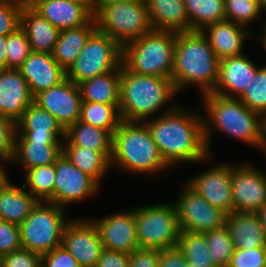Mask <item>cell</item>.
I'll return each mask as SVG.
<instances>
[{"mask_svg":"<svg viewBox=\"0 0 266 267\" xmlns=\"http://www.w3.org/2000/svg\"><path fill=\"white\" fill-rule=\"evenodd\" d=\"M264 28H263V32H261L262 34H258V38L260 40H258L259 42H261V44L264 46V49L266 51V22H265V25H263Z\"/></svg>","mask_w":266,"mask_h":267,"instance_id":"cell-54","label":"cell"},{"mask_svg":"<svg viewBox=\"0 0 266 267\" xmlns=\"http://www.w3.org/2000/svg\"><path fill=\"white\" fill-rule=\"evenodd\" d=\"M1 162H10L7 158L0 156ZM9 181L8 175L5 173L4 168L0 164V187L4 186Z\"/></svg>","mask_w":266,"mask_h":267,"instance_id":"cell-52","label":"cell"},{"mask_svg":"<svg viewBox=\"0 0 266 267\" xmlns=\"http://www.w3.org/2000/svg\"><path fill=\"white\" fill-rule=\"evenodd\" d=\"M26 187L13 185L9 180L0 187V219L20 225L32 212L39 200Z\"/></svg>","mask_w":266,"mask_h":267,"instance_id":"cell-28","label":"cell"},{"mask_svg":"<svg viewBox=\"0 0 266 267\" xmlns=\"http://www.w3.org/2000/svg\"><path fill=\"white\" fill-rule=\"evenodd\" d=\"M81 2H84L88 7L91 9L96 5L97 0H79Z\"/></svg>","mask_w":266,"mask_h":267,"instance_id":"cell-57","label":"cell"},{"mask_svg":"<svg viewBox=\"0 0 266 267\" xmlns=\"http://www.w3.org/2000/svg\"><path fill=\"white\" fill-rule=\"evenodd\" d=\"M238 99L249 109L266 115V65L257 69L254 80Z\"/></svg>","mask_w":266,"mask_h":267,"instance_id":"cell-39","label":"cell"},{"mask_svg":"<svg viewBox=\"0 0 266 267\" xmlns=\"http://www.w3.org/2000/svg\"><path fill=\"white\" fill-rule=\"evenodd\" d=\"M177 93L172 79L136 74L121 65L119 112L122 120L144 122L172 111L177 105L169 106L168 102L179 95ZM166 103L169 108H164Z\"/></svg>","mask_w":266,"mask_h":267,"instance_id":"cell-4","label":"cell"},{"mask_svg":"<svg viewBox=\"0 0 266 267\" xmlns=\"http://www.w3.org/2000/svg\"><path fill=\"white\" fill-rule=\"evenodd\" d=\"M95 219L91 220L99 232L105 249L130 255L139 248L133 208Z\"/></svg>","mask_w":266,"mask_h":267,"instance_id":"cell-17","label":"cell"},{"mask_svg":"<svg viewBox=\"0 0 266 267\" xmlns=\"http://www.w3.org/2000/svg\"><path fill=\"white\" fill-rule=\"evenodd\" d=\"M32 103L33 96L20 70H0V114L17 122Z\"/></svg>","mask_w":266,"mask_h":267,"instance_id":"cell-22","label":"cell"},{"mask_svg":"<svg viewBox=\"0 0 266 267\" xmlns=\"http://www.w3.org/2000/svg\"><path fill=\"white\" fill-rule=\"evenodd\" d=\"M250 165L231 164L234 212L258 213L266 205V173Z\"/></svg>","mask_w":266,"mask_h":267,"instance_id":"cell-12","label":"cell"},{"mask_svg":"<svg viewBox=\"0 0 266 267\" xmlns=\"http://www.w3.org/2000/svg\"><path fill=\"white\" fill-rule=\"evenodd\" d=\"M63 154L83 173L91 176L100 186L110 167L112 151H93L88 148L63 144Z\"/></svg>","mask_w":266,"mask_h":267,"instance_id":"cell-31","label":"cell"},{"mask_svg":"<svg viewBox=\"0 0 266 267\" xmlns=\"http://www.w3.org/2000/svg\"><path fill=\"white\" fill-rule=\"evenodd\" d=\"M183 253L177 248L160 250L159 267H187Z\"/></svg>","mask_w":266,"mask_h":267,"instance_id":"cell-49","label":"cell"},{"mask_svg":"<svg viewBox=\"0 0 266 267\" xmlns=\"http://www.w3.org/2000/svg\"><path fill=\"white\" fill-rule=\"evenodd\" d=\"M94 17L97 29L121 46L153 30L145 0H128L104 6Z\"/></svg>","mask_w":266,"mask_h":267,"instance_id":"cell-8","label":"cell"},{"mask_svg":"<svg viewBox=\"0 0 266 267\" xmlns=\"http://www.w3.org/2000/svg\"><path fill=\"white\" fill-rule=\"evenodd\" d=\"M17 122L0 114V156L12 160L14 155Z\"/></svg>","mask_w":266,"mask_h":267,"instance_id":"cell-43","label":"cell"},{"mask_svg":"<svg viewBox=\"0 0 266 267\" xmlns=\"http://www.w3.org/2000/svg\"><path fill=\"white\" fill-rule=\"evenodd\" d=\"M203 234L214 264L217 267H227L235 252V246L226 225Z\"/></svg>","mask_w":266,"mask_h":267,"instance_id":"cell-37","label":"cell"},{"mask_svg":"<svg viewBox=\"0 0 266 267\" xmlns=\"http://www.w3.org/2000/svg\"><path fill=\"white\" fill-rule=\"evenodd\" d=\"M173 203L180 230L204 233L226 225L227 214L212 206L187 184Z\"/></svg>","mask_w":266,"mask_h":267,"instance_id":"cell-11","label":"cell"},{"mask_svg":"<svg viewBox=\"0 0 266 267\" xmlns=\"http://www.w3.org/2000/svg\"><path fill=\"white\" fill-rule=\"evenodd\" d=\"M55 163L25 171L24 187L39 201L54 203Z\"/></svg>","mask_w":266,"mask_h":267,"instance_id":"cell-36","label":"cell"},{"mask_svg":"<svg viewBox=\"0 0 266 267\" xmlns=\"http://www.w3.org/2000/svg\"><path fill=\"white\" fill-rule=\"evenodd\" d=\"M266 246L235 249L227 267H265Z\"/></svg>","mask_w":266,"mask_h":267,"instance_id":"cell-41","label":"cell"},{"mask_svg":"<svg viewBox=\"0 0 266 267\" xmlns=\"http://www.w3.org/2000/svg\"><path fill=\"white\" fill-rule=\"evenodd\" d=\"M16 136L28 142H62L65 129L51 113L33 102L17 121Z\"/></svg>","mask_w":266,"mask_h":267,"instance_id":"cell-19","label":"cell"},{"mask_svg":"<svg viewBox=\"0 0 266 267\" xmlns=\"http://www.w3.org/2000/svg\"><path fill=\"white\" fill-rule=\"evenodd\" d=\"M262 12L266 13V0H257Z\"/></svg>","mask_w":266,"mask_h":267,"instance_id":"cell-58","label":"cell"},{"mask_svg":"<svg viewBox=\"0 0 266 267\" xmlns=\"http://www.w3.org/2000/svg\"><path fill=\"white\" fill-rule=\"evenodd\" d=\"M227 21H232L246 28L262 15L257 0H224Z\"/></svg>","mask_w":266,"mask_h":267,"instance_id":"cell-38","label":"cell"},{"mask_svg":"<svg viewBox=\"0 0 266 267\" xmlns=\"http://www.w3.org/2000/svg\"><path fill=\"white\" fill-rule=\"evenodd\" d=\"M258 213L261 218V223L264 230V236L266 239V205Z\"/></svg>","mask_w":266,"mask_h":267,"instance_id":"cell-53","label":"cell"},{"mask_svg":"<svg viewBox=\"0 0 266 267\" xmlns=\"http://www.w3.org/2000/svg\"><path fill=\"white\" fill-rule=\"evenodd\" d=\"M266 148V115L263 116V141L262 149Z\"/></svg>","mask_w":266,"mask_h":267,"instance_id":"cell-56","label":"cell"},{"mask_svg":"<svg viewBox=\"0 0 266 267\" xmlns=\"http://www.w3.org/2000/svg\"><path fill=\"white\" fill-rule=\"evenodd\" d=\"M22 9L18 2H0V36L14 33L20 27Z\"/></svg>","mask_w":266,"mask_h":267,"instance_id":"cell-42","label":"cell"},{"mask_svg":"<svg viewBox=\"0 0 266 267\" xmlns=\"http://www.w3.org/2000/svg\"><path fill=\"white\" fill-rule=\"evenodd\" d=\"M82 101L78 84L67 78L33 98V102L51 113L64 129L79 121Z\"/></svg>","mask_w":266,"mask_h":267,"instance_id":"cell-16","label":"cell"},{"mask_svg":"<svg viewBox=\"0 0 266 267\" xmlns=\"http://www.w3.org/2000/svg\"><path fill=\"white\" fill-rule=\"evenodd\" d=\"M7 69H19L31 54V46L25 32L19 27L6 39Z\"/></svg>","mask_w":266,"mask_h":267,"instance_id":"cell-40","label":"cell"},{"mask_svg":"<svg viewBox=\"0 0 266 267\" xmlns=\"http://www.w3.org/2000/svg\"><path fill=\"white\" fill-rule=\"evenodd\" d=\"M258 68L247 54L219 60L218 81L212 93L239 98L254 80Z\"/></svg>","mask_w":266,"mask_h":267,"instance_id":"cell-18","label":"cell"},{"mask_svg":"<svg viewBox=\"0 0 266 267\" xmlns=\"http://www.w3.org/2000/svg\"><path fill=\"white\" fill-rule=\"evenodd\" d=\"M0 267H41V255L21 248L1 256Z\"/></svg>","mask_w":266,"mask_h":267,"instance_id":"cell-45","label":"cell"},{"mask_svg":"<svg viewBox=\"0 0 266 267\" xmlns=\"http://www.w3.org/2000/svg\"><path fill=\"white\" fill-rule=\"evenodd\" d=\"M203 117V114L176 106L172 111L144 121L171 168L180 163L211 159L205 143Z\"/></svg>","mask_w":266,"mask_h":267,"instance_id":"cell-1","label":"cell"},{"mask_svg":"<svg viewBox=\"0 0 266 267\" xmlns=\"http://www.w3.org/2000/svg\"><path fill=\"white\" fill-rule=\"evenodd\" d=\"M62 245L81 267H96L104 249L95 224L87 218H75L67 223Z\"/></svg>","mask_w":266,"mask_h":267,"instance_id":"cell-15","label":"cell"},{"mask_svg":"<svg viewBox=\"0 0 266 267\" xmlns=\"http://www.w3.org/2000/svg\"><path fill=\"white\" fill-rule=\"evenodd\" d=\"M143 176L172 169L163 159L145 122L122 120L112 135L110 167Z\"/></svg>","mask_w":266,"mask_h":267,"instance_id":"cell-5","label":"cell"},{"mask_svg":"<svg viewBox=\"0 0 266 267\" xmlns=\"http://www.w3.org/2000/svg\"><path fill=\"white\" fill-rule=\"evenodd\" d=\"M219 72V59L201 31L176 33L171 79L178 93L192 84L201 95L213 92Z\"/></svg>","mask_w":266,"mask_h":267,"instance_id":"cell-2","label":"cell"},{"mask_svg":"<svg viewBox=\"0 0 266 267\" xmlns=\"http://www.w3.org/2000/svg\"><path fill=\"white\" fill-rule=\"evenodd\" d=\"M226 227L235 249L266 246V239L259 213L232 212L227 215Z\"/></svg>","mask_w":266,"mask_h":267,"instance_id":"cell-25","label":"cell"},{"mask_svg":"<svg viewBox=\"0 0 266 267\" xmlns=\"http://www.w3.org/2000/svg\"><path fill=\"white\" fill-rule=\"evenodd\" d=\"M231 183V164L227 162L216 163L186 182L197 194L227 215L234 212Z\"/></svg>","mask_w":266,"mask_h":267,"instance_id":"cell-14","label":"cell"},{"mask_svg":"<svg viewBox=\"0 0 266 267\" xmlns=\"http://www.w3.org/2000/svg\"><path fill=\"white\" fill-rule=\"evenodd\" d=\"M38 0H17L19 4H21L23 7H31L34 5Z\"/></svg>","mask_w":266,"mask_h":267,"instance_id":"cell-55","label":"cell"},{"mask_svg":"<svg viewBox=\"0 0 266 267\" xmlns=\"http://www.w3.org/2000/svg\"><path fill=\"white\" fill-rule=\"evenodd\" d=\"M176 33L152 30L122 46V64L140 75L171 79Z\"/></svg>","mask_w":266,"mask_h":267,"instance_id":"cell-6","label":"cell"},{"mask_svg":"<svg viewBox=\"0 0 266 267\" xmlns=\"http://www.w3.org/2000/svg\"><path fill=\"white\" fill-rule=\"evenodd\" d=\"M65 209L48 202L39 201L31 214L19 225L22 248L43 255L62 246Z\"/></svg>","mask_w":266,"mask_h":267,"instance_id":"cell-7","label":"cell"},{"mask_svg":"<svg viewBox=\"0 0 266 267\" xmlns=\"http://www.w3.org/2000/svg\"><path fill=\"white\" fill-rule=\"evenodd\" d=\"M20 27L25 32L33 52L52 54L60 31L32 7H23Z\"/></svg>","mask_w":266,"mask_h":267,"instance_id":"cell-26","label":"cell"},{"mask_svg":"<svg viewBox=\"0 0 266 267\" xmlns=\"http://www.w3.org/2000/svg\"><path fill=\"white\" fill-rule=\"evenodd\" d=\"M202 97L208 115V119L203 117V121L205 143L210 156V136L215 130L262 150L263 116L260 113L249 109L238 98L223 97L212 92Z\"/></svg>","mask_w":266,"mask_h":267,"instance_id":"cell-3","label":"cell"},{"mask_svg":"<svg viewBox=\"0 0 266 267\" xmlns=\"http://www.w3.org/2000/svg\"><path fill=\"white\" fill-rule=\"evenodd\" d=\"M122 1H128V0H97L96 5L91 9L93 15H95L102 7L108 6L113 3H119Z\"/></svg>","mask_w":266,"mask_h":267,"instance_id":"cell-51","label":"cell"},{"mask_svg":"<svg viewBox=\"0 0 266 267\" xmlns=\"http://www.w3.org/2000/svg\"><path fill=\"white\" fill-rule=\"evenodd\" d=\"M19 70L33 98L66 79V71L49 53L32 51Z\"/></svg>","mask_w":266,"mask_h":267,"instance_id":"cell-20","label":"cell"},{"mask_svg":"<svg viewBox=\"0 0 266 267\" xmlns=\"http://www.w3.org/2000/svg\"><path fill=\"white\" fill-rule=\"evenodd\" d=\"M97 29L95 17L86 25L62 30L52 56L56 62L67 71L80 55L90 35Z\"/></svg>","mask_w":266,"mask_h":267,"instance_id":"cell-29","label":"cell"},{"mask_svg":"<svg viewBox=\"0 0 266 267\" xmlns=\"http://www.w3.org/2000/svg\"><path fill=\"white\" fill-rule=\"evenodd\" d=\"M79 121L108 130L113 135L122 119L115 105L82 101Z\"/></svg>","mask_w":266,"mask_h":267,"instance_id":"cell-35","label":"cell"},{"mask_svg":"<svg viewBox=\"0 0 266 267\" xmlns=\"http://www.w3.org/2000/svg\"><path fill=\"white\" fill-rule=\"evenodd\" d=\"M140 248L165 250L177 247L179 223L174 203H156L133 208Z\"/></svg>","mask_w":266,"mask_h":267,"instance_id":"cell-9","label":"cell"},{"mask_svg":"<svg viewBox=\"0 0 266 267\" xmlns=\"http://www.w3.org/2000/svg\"><path fill=\"white\" fill-rule=\"evenodd\" d=\"M6 39L7 36H0V70L7 69Z\"/></svg>","mask_w":266,"mask_h":267,"instance_id":"cell-50","label":"cell"},{"mask_svg":"<svg viewBox=\"0 0 266 267\" xmlns=\"http://www.w3.org/2000/svg\"><path fill=\"white\" fill-rule=\"evenodd\" d=\"M121 67L78 83L83 101L120 106Z\"/></svg>","mask_w":266,"mask_h":267,"instance_id":"cell-30","label":"cell"},{"mask_svg":"<svg viewBox=\"0 0 266 267\" xmlns=\"http://www.w3.org/2000/svg\"><path fill=\"white\" fill-rule=\"evenodd\" d=\"M54 204L61 208L93 196L100 185L77 168L63 153L55 162Z\"/></svg>","mask_w":266,"mask_h":267,"instance_id":"cell-13","label":"cell"},{"mask_svg":"<svg viewBox=\"0 0 266 267\" xmlns=\"http://www.w3.org/2000/svg\"><path fill=\"white\" fill-rule=\"evenodd\" d=\"M190 32L226 20L224 0H184Z\"/></svg>","mask_w":266,"mask_h":267,"instance_id":"cell-33","label":"cell"},{"mask_svg":"<svg viewBox=\"0 0 266 267\" xmlns=\"http://www.w3.org/2000/svg\"><path fill=\"white\" fill-rule=\"evenodd\" d=\"M130 256L125 253L103 249L96 267H128Z\"/></svg>","mask_w":266,"mask_h":267,"instance_id":"cell-48","label":"cell"},{"mask_svg":"<svg viewBox=\"0 0 266 267\" xmlns=\"http://www.w3.org/2000/svg\"><path fill=\"white\" fill-rule=\"evenodd\" d=\"M0 2H17V0H0Z\"/></svg>","mask_w":266,"mask_h":267,"instance_id":"cell-59","label":"cell"},{"mask_svg":"<svg viewBox=\"0 0 266 267\" xmlns=\"http://www.w3.org/2000/svg\"><path fill=\"white\" fill-rule=\"evenodd\" d=\"M122 46L96 29L88 38L80 55L66 71V78L76 84L95 76L119 69Z\"/></svg>","mask_w":266,"mask_h":267,"instance_id":"cell-10","label":"cell"},{"mask_svg":"<svg viewBox=\"0 0 266 267\" xmlns=\"http://www.w3.org/2000/svg\"><path fill=\"white\" fill-rule=\"evenodd\" d=\"M177 248L186 261L198 267H217L203 233L180 230Z\"/></svg>","mask_w":266,"mask_h":267,"instance_id":"cell-34","label":"cell"},{"mask_svg":"<svg viewBox=\"0 0 266 267\" xmlns=\"http://www.w3.org/2000/svg\"><path fill=\"white\" fill-rule=\"evenodd\" d=\"M62 153L63 142H28L23 136H16L11 162L21 164L26 171L54 164Z\"/></svg>","mask_w":266,"mask_h":267,"instance_id":"cell-27","label":"cell"},{"mask_svg":"<svg viewBox=\"0 0 266 267\" xmlns=\"http://www.w3.org/2000/svg\"><path fill=\"white\" fill-rule=\"evenodd\" d=\"M21 248L19 225L0 219V257Z\"/></svg>","mask_w":266,"mask_h":267,"instance_id":"cell-44","label":"cell"},{"mask_svg":"<svg viewBox=\"0 0 266 267\" xmlns=\"http://www.w3.org/2000/svg\"><path fill=\"white\" fill-rule=\"evenodd\" d=\"M128 267H159L160 250L137 248L130 255Z\"/></svg>","mask_w":266,"mask_h":267,"instance_id":"cell-47","label":"cell"},{"mask_svg":"<svg viewBox=\"0 0 266 267\" xmlns=\"http://www.w3.org/2000/svg\"><path fill=\"white\" fill-rule=\"evenodd\" d=\"M31 7L59 31L84 26L94 17L79 0H38Z\"/></svg>","mask_w":266,"mask_h":267,"instance_id":"cell-21","label":"cell"},{"mask_svg":"<svg viewBox=\"0 0 266 267\" xmlns=\"http://www.w3.org/2000/svg\"><path fill=\"white\" fill-rule=\"evenodd\" d=\"M187 267H198V266H194L188 263Z\"/></svg>","mask_w":266,"mask_h":267,"instance_id":"cell-60","label":"cell"},{"mask_svg":"<svg viewBox=\"0 0 266 267\" xmlns=\"http://www.w3.org/2000/svg\"><path fill=\"white\" fill-rule=\"evenodd\" d=\"M41 267H81V265L62 245L41 255Z\"/></svg>","mask_w":266,"mask_h":267,"instance_id":"cell-46","label":"cell"},{"mask_svg":"<svg viewBox=\"0 0 266 267\" xmlns=\"http://www.w3.org/2000/svg\"><path fill=\"white\" fill-rule=\"evenodd\" d=\"M63 144L93 151H112V134L108 130L77 121L65 129Z\"/></svg>","mask_w":266,"mask_h":267,"instance_id":"cell-32","label":"cell"},{"mask_svg":"<svg viewBox=\"0 0 266 267\" xmlns=\"http://www.w3.org/2000/svg\"><path fill=\"white\" fill-rule=\"evenodd\" d=\"M153 30L190 32L184 0H145Z\"/></svg>","mask_w":266,"mask_h":267,"instance_id":"cell-24","label":"cell"},{"mask_svg":"<svg viewBox=\"0 0 266 267\" xmlns=\"http://www.w3.org/2000/svg\"><path fill=\"white\" fill-rule=\"evenodd\" d=\"M201 33L219 60L244 54L245 39L256 36L246 27L227 20L207 25Z\"/></svg>","mask_w":266,"mask_h":267,"instance_id":"cell-23","label":"cell"}]
</instances>
